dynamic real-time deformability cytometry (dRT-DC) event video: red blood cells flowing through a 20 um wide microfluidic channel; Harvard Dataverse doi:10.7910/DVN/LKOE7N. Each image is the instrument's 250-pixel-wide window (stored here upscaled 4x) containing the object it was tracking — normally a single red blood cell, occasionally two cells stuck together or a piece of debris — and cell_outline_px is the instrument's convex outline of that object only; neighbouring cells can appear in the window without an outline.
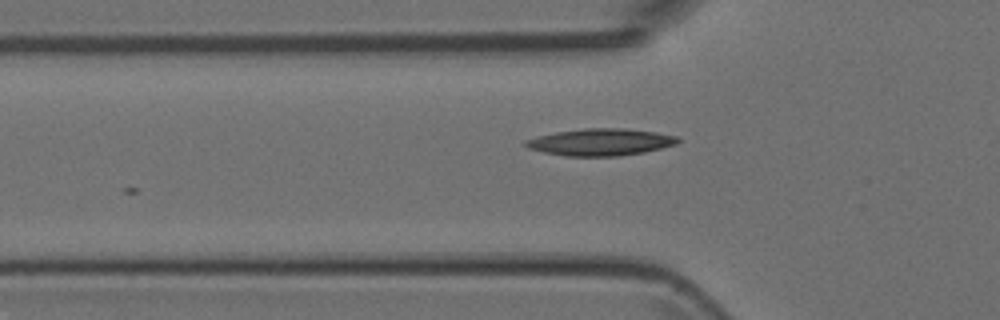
{"species": "Egyptian fruit bat (a non-hibernating species)", "species_latin": "Rousettus aegyptiacus", "temperature_condition": "room temperature", "stored_images_in_passage": 12, "camera_frame_rate_fps": 3000, "um_per_image_px": 0.085, "animal": {"sex": "female"}, "frame": {"image": 1, "passage_image": 2, "time_ms": 0.333, "image_size_px": [1000, 320], "cell_outline_px": [[680, 140], [676, 144], [644, 152], [616, 156], [564, 156], [544, 152], [528, 148], [524, 144], [524, 140], [556, 132], [584, 128], [624, 128], [656, 132], [676, 136]], "centroid_in_image_um": [51.04, 12.07], "position_along_channel_um": 74.8, "area_um2": 23.76}}